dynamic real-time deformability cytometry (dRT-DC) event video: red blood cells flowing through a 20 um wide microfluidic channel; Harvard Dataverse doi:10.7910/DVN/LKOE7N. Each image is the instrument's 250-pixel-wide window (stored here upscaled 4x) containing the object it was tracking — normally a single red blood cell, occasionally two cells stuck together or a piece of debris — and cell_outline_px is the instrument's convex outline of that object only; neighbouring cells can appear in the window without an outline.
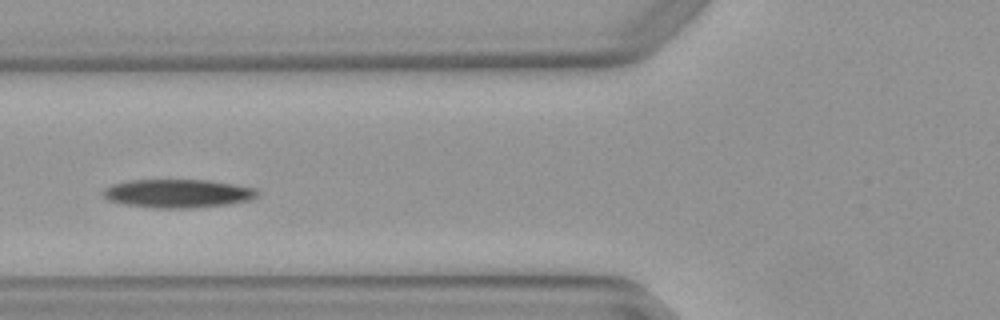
{"species": "Egyptian fruit bat (a non-hibernating species)", "species_latin": "Rousettus aegyptiacus", "temperature_condition": "warm", "stored_images_in_passage": 4, "camera_frame_rate_fps": 3000, "um_per_image_px": 0.085, "animal": {"sex": "female"}, "frame": {"image": 1, "passage_image": 4, "time_ms": 1.0, "image_size_px": [1000, 320], "cell_outline_px": [[260, 192], [256, 196], [248, 200], [228, 204], [188, 208], [156, 208], [124, 204], [108, 200], [104, 196], [104, 188], [112, 184], [128, 180], [208, 180], [256, 188]], "centroid_in_image_um": [15.1, 16.44], "position_along_channel_um": 110.7, "area_um2": 25.43}}